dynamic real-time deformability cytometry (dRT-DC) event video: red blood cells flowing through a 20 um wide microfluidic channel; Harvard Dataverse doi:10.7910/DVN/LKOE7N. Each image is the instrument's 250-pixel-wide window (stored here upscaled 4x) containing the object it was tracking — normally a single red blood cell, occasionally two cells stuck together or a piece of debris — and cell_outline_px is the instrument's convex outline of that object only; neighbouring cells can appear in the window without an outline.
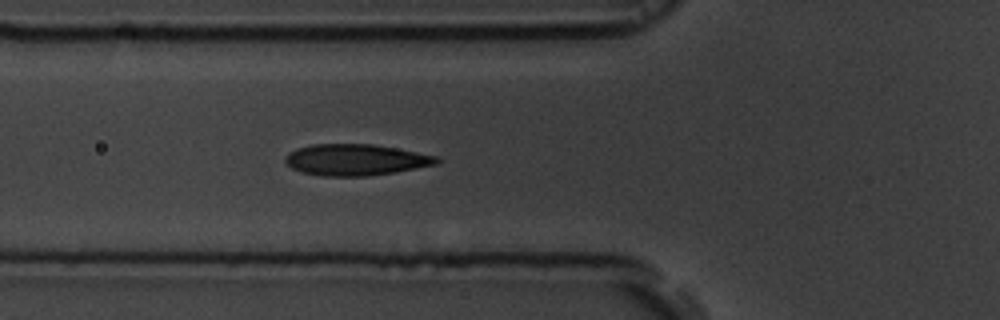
{"species": "common noctule bat (a hibernating species)", "species_latin": "Nyctalus noctula", "temperature_condition": "room temperature", "stored_images_in_passage": 42, "camera_frame_rate_fps": 3000, "um_per_image_px": 0.085, "animal": {"sex": "male", "body_mass_g": 19.5, "forearm_length_mm": 54.6}, "frame": {"image": 1, "passage_image": 7, "time_ms": 2.0, "image_size_px": [1000, 320], "cell_outline_px": [[440, 164], [396, 172], [368, 176], [324, 176], [304, 172], [292, 168], [284, 160], [284, 156], [288, 152], [296, 148], [312, 144], [372, 144], [396, 148], [436, 156], [440, 160]], "centroid_in_image_um": [30.24, 13.58], "position_along_channel_um": 95.6, "area_um2": 27.69}}
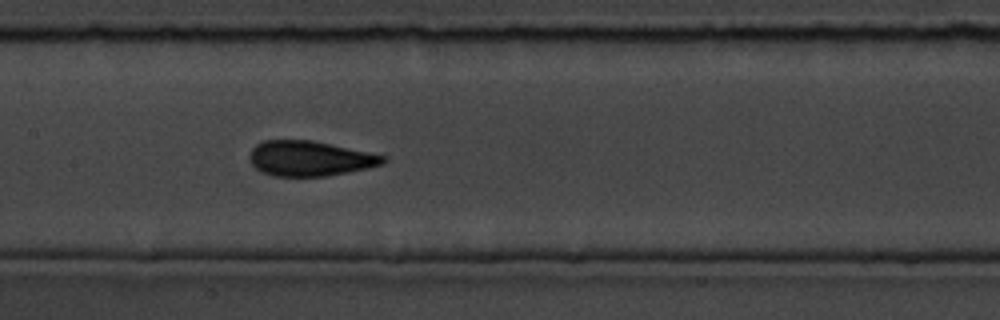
{"frame": {"image": 2, "passage_image": 14, "time_ms": 4.333, "image_size_px": [1000, 320], "cell_outline_px": [[388, 160], [384, 164], [368, 168], [328, 176], [272, 176], [260, 172], [252, 164], [248, 156], [252, 148], [256, 144], [264, 140], [312, 140], [388, 156]], "centroid_in_image_um": [26.34, 13.47], "position_along_channel_um": 181.1, "area_um2": 27.57}}
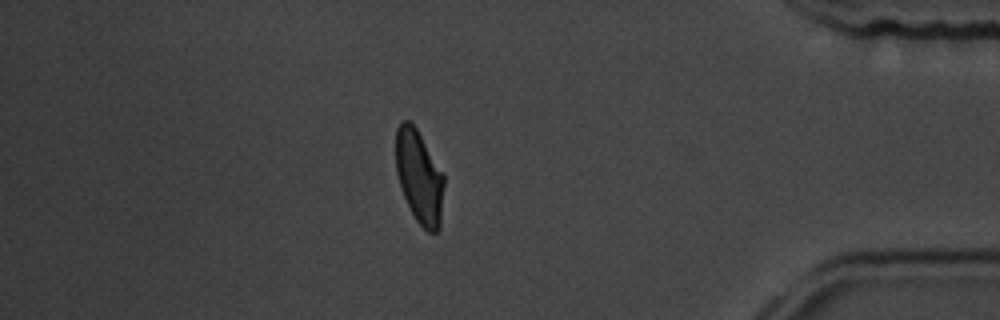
{"frame": {"image": 3, "passage_image": 35, "time_ms": 11.333, "image_size_px": [1000, 320], "cell_outline_px": [[444, 184], [440, 228], [436, 232], [428, 232], [416, 220], [400, 188], [396, 172], [396, 128], [400, 120], [408, 120], [416, 128], [444, 176]], "centroid_in_image_um": [35.62, 15.03], "position_along_channel_um": 399.6, "area_um2": 25.95}}